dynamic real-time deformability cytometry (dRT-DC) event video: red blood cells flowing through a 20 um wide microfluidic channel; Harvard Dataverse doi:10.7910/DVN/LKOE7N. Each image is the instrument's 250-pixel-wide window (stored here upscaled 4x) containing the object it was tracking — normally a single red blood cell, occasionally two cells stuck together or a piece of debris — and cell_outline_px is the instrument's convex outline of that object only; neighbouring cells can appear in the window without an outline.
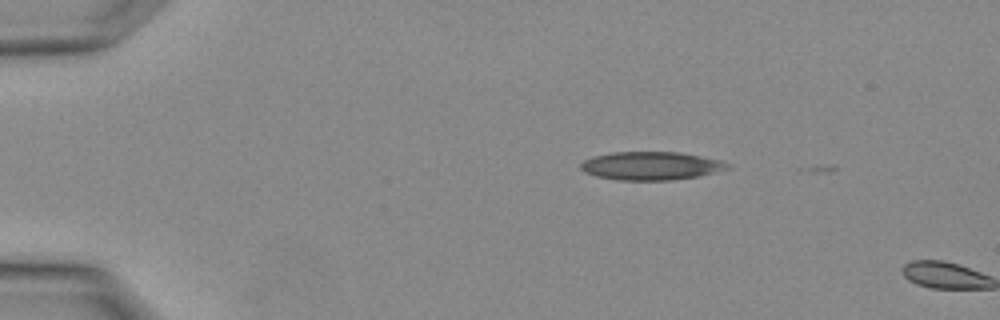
{"species": "Egyptian fruit bat (a non-hibernating species)", "species_latin": "Rousettus aegyptiacus", "temperature_condition": "warm", "stored_images_in_passage": 3, "camera_frame_rate_fps": 3000, "um_per_image_px": 0.085, "animal": {"sex": "female"}, "frame": {"image": 1, "passage_image": 1, "time_ms": 0.0, "image_size_px": [1000, 320], "cell_outline_px": [[732, 168], [700, 176], [672, 180], [616, 180], [596, 176], [584, 172], [580, 168], [580, 164], [584, 160], [592, 156], [612, 152], [680, 152], [720, 160], [732, 164]], "centroid_in_image_um": [55.36, 14.1], "position_along_channel_um": 29.6, "area_um2": 24.45}}